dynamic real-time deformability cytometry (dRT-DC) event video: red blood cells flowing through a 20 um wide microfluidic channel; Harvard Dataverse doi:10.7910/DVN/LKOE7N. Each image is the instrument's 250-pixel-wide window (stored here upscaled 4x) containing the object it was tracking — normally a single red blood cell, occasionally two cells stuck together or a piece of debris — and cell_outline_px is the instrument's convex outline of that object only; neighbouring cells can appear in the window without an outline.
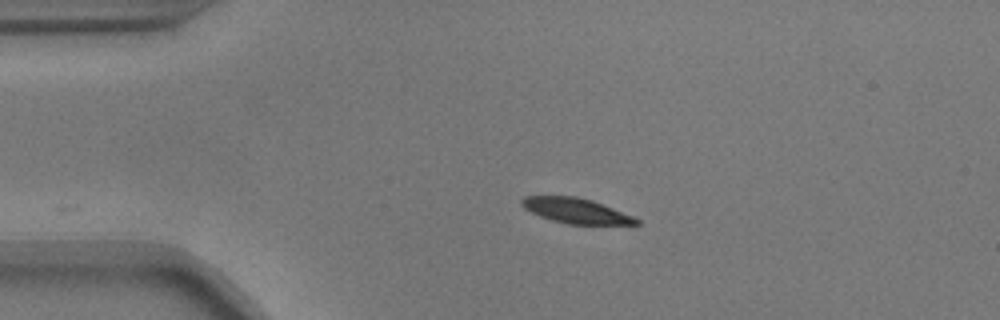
{"species": "common noctule bat (a hibernating species)", "species_latin": "Nyctalus noctula", "temperature_condition": "warm", "stored_images_in_passage": 9, "camera_frame_rate_fps": 3000, "um_per_image_px": 0.085, "animal": {"sex": "male", "body_mass_g": 17.9}, "frame": {"image": 1, "passage_image": 1, "time_ms": 0.0, "image_size_px": [1000, 320], "cell_outline_px": [[640, 224], [568, 224], [552, 220], [540, 216], [524, 208], [520, 204], [520, 200], [524, 196], [576, 196], [592, 200], [632, 216], [640, 220]], "centroid_in_image_um": [48.92, 17.9], "position_along_channel_um": 36.1, "area_um2": 16.59}}
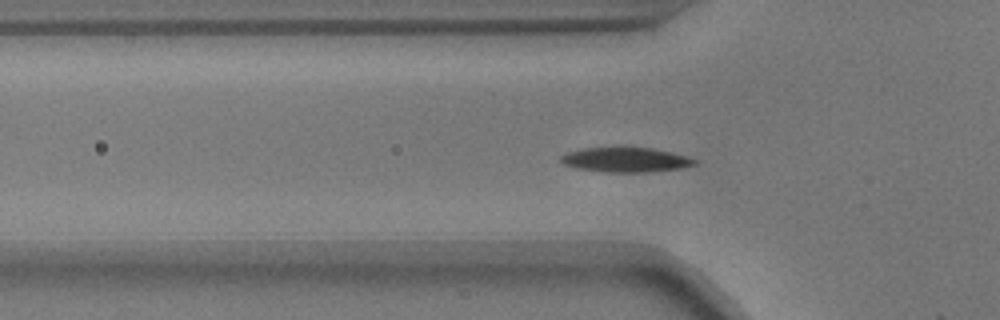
{"frame": {"image": 2, "passage_image": 7, "time_ms": 2.0, "image_size_px": [1000, 320], "cell_outline_px": [[696, 164], [680, 168], [648, 172], [604, 172], [576, 168], [564, 164], [560, 160], [560, 156], [568, 152], [584, 148], [652, 148], [684, 156], [696, 160]], "centroid_in_image_um": [53.13, 13.59], "position_along_channel_um": 72.7, "area_um2": 18.84}}